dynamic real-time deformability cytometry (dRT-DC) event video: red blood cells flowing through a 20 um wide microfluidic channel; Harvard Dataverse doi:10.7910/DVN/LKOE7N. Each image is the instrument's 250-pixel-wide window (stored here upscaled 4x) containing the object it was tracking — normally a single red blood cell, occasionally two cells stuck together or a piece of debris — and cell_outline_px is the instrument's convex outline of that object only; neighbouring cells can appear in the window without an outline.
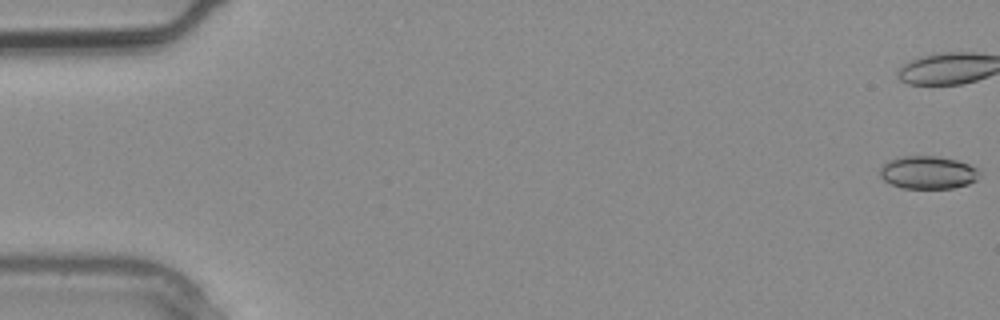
{"species": "common noctule bat (a hibernating species)", "species_latin": "Nyctalus noctula", "temperature_condition": "warm", "stored_images_in_passage": 3, "camera_frame_rate_fps": 3000, "um_per_image_px": 0.085, "animal": {"sex": "male", "body_mass_g": 20.4}, "frame": {"image": 1, "passage_image": 1, "time_ms": 0.0, "image_size_px": [1000, 320], "cell_outline_px": [[980, 176], [976, 180], [968, 184], [952, 188], [900, 188], [884, 180], [880, 176], [880, 168], [888, 160], [904, 156], [940, 156], [956, 160], [980, 168]], "centroid_in_image_um": [78.9, 14.66], "position_along_channel_um": 6.1, "area_um2": 19.19}}